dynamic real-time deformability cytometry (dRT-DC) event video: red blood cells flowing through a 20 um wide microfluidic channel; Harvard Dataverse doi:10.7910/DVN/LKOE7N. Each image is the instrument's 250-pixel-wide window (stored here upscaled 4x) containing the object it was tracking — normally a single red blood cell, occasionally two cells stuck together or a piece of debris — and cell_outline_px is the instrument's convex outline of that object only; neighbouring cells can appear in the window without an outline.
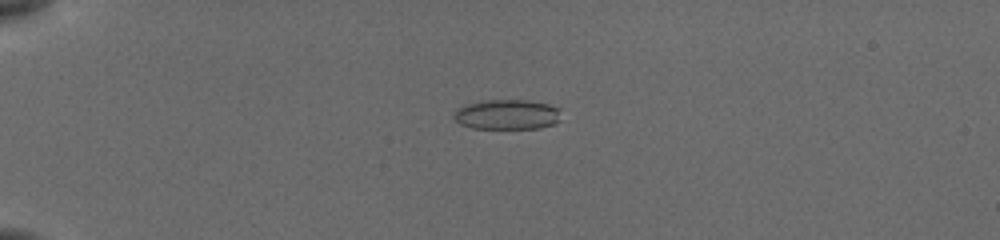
{"species": "common noctule bat (a hibernating species)", "species_latin": "Nyctalus noctula", "temperature_condition": "cold", "stored_images_in_passage": 43, "camera_frame_rate_fps": 3000, "um_per_image_px": 0.085, "animal": {"sex": "female", "body_mass_g": 19.5, "forearm_length_mm": 54.1}, "frame": {"image": 1, "passage_image": 3, "time_ms": 0.667, "image_size_px": [1000, 240], "cell_outline_px": [[560, 120], [552, 124], [540, 128], [472, 128], [460, 124], [452, 116], [452, 112], [456, 108], [464, 104], [484, 100], [528, 100], [548, 104], [560, 108]], "centroid_in_image_um": [43.06, 9.72], "position_along_channel_um": 41.9, "area_um2": 18.96}}
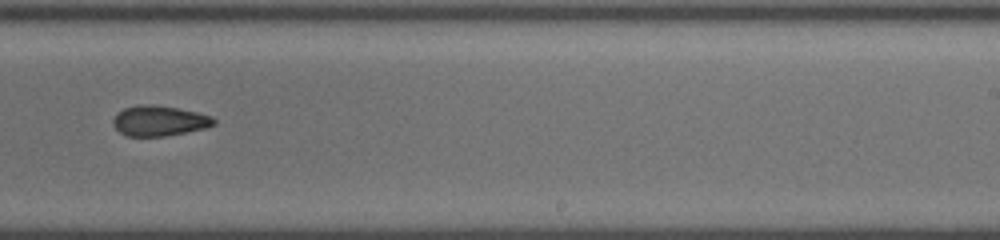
{"frame": {"image": 2, "passage_image": 25, "time_ms": 8.0, "image_size_px": [1000, 240], "cell_outline_px": [[216, 124], [204, 128], [164, 136], [128, 136], [120, 132], [112, 124], [112, 120], [116, 112], [124, 108], [140, 104], [156, 104], [180, 108], [212, 116], [216, 120]], "centroid_in_image_um": [13.51, 10.25], "position_along_channel_um": 275.5, "area_um2": 17.92}}
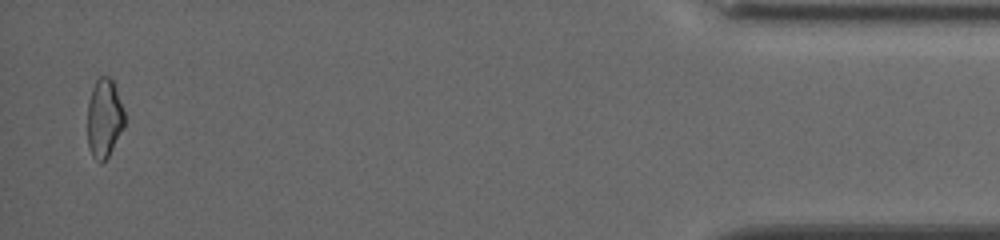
{"frame": {"image": 3, "passage_image": 42, "time_ms": 13.667, "image_size_px": [1000, 240], "cell_outline_px": [[124, 124], [108, 156], [100, 164], [92, 156], [88, 148], [88, 100], [92, 88], [96, 80], [100, 76], [108, 76], [112, 80], [116, 88], [124, 112]], "centroid_in_image_um": [8.83, 10.04], "position_along_channel_um": 426.4, "area_um2": 16.82}, "authors_computed_cell_mechanics": {"area_um2": 18.0914, "velocity_mm_per_s": 3.8811, "shape_relaxation_time_tau1_ms": null, "shape_relaxation_time_tau2_ms": 3.5453, "deformation_change_tau1": null, "deformation_change_tau2": 0.0927}}